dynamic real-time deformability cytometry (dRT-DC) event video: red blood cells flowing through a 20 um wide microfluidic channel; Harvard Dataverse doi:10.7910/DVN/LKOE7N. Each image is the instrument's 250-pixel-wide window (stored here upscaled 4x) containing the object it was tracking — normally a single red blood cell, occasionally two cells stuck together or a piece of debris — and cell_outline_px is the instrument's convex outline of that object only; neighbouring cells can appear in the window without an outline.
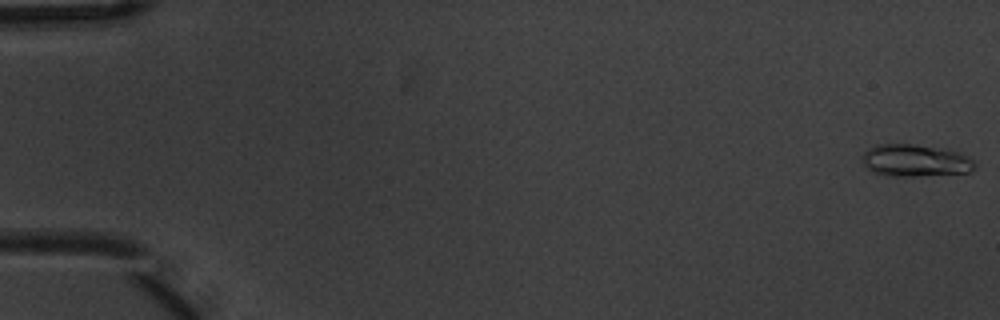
{"species": "common noctule bat (a hibernating species)", "species_latin": "Nyctalus noctula", "temperature_condition": "warm", "stored_images_in_passage": 5, "camera_frame_rate_fps": 3000, "um_per_image_px": 0.085, "animal": {"sex": "male", "body_mass_g": 20.1, "forearm_length_mm": 53.5}, "frame": {"image": 1, "passage_image": 1, "time_ms": 0.0, "image_size_px": [1000, 320], "cell_outline_px": [[976, 168], [972, 172], [912, 176], [888, 176], [872, 172], [864, 164], [860, 156], [868, 148], [876, 144], [916, 144], [960, 152], [968, 156], [976, 164]], "centroid_in_image_um": [77.78, 13.64], "position_along_channel_um": 7.2, "area_um2": 21.27}}